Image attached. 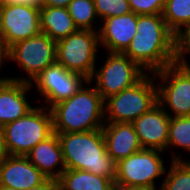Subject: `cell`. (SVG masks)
Instances as JSON below:
<instances>
[{
    "mask_svg": "<svg viewBox=\"0 0 190 190\" xmlns=\"http://www.w3.org/2000/svg\"><path fill=\"white\" fill-rule=\"evenodd\" d=\"M26 157L47 179L58 180L66 170L57 133H53L46 140L39 142L27 153Z\"/></svg>",
    "mask_w": 190,
    "mask_h": 190,
    "instance_id": "obj_18",
    "label": "cell"
},
{
    "mask_svg": "<svg viewBox=\"0 0 190 190\" xmlns=\"http://www.w3.org/2000/svg\"><path fill=\"white\" fill-rule=\"evenodd\" d=\"M131 11L137 15L162 14L165 0H128Z\"/></svg>",
    "mask_w": 190,
    "mask_h": 190,
    "instance_id": "obj_26",
    "label": "cell"
},
{
    "mask_svg": "<svg viewBox=\"0 0 190 190\" xmlns=\"http://www.w3.org/2000/svg\"><path fill=\"white\" fill-rule=\"evenodd\" d=\"M162 16L168 28L178 37L190 27V0H165Z\"/></svg>",
    "mask_w": 190,
    "mask_h": 190,
    "instance_id": "obj_21",
    "label": "cell"
},
{
    "mask_svg": "<svg viewBox=\"0 0 190 190\" xmlns=\"http://www.w3.org/2000/svg\"><path fill=\"white\" fill-rule=\"evenodd\" d=\"M10 3H22L33 6H41L42 0H3V4H10Z\"/></svg>",
    "mask_w": 190,
    "mask_h": 190,
    "instance_id": "obj_31",
    "label": "cell"
},
{
    "mask_svg": "<svg viewBox=\"0 0 190 190\" xmlns=\"http://www.w3.org/2000/svg\"><path fill=\"white\" fill-rule=\"evenodd\" d=\"M123 54L153 74L176 62L177 36L162 14L137 15V34Z\"/></svg>",
    "mask_w": 190,
    "mask_h": 190,
    "instance_id": "obj_1",
    "label": "cell"
},
{
    "mask_svg": "<svg viewBox=\"0 0 190 190\" xmlns=\"http://www.w3.org/2000/svg\"><path fill=\"white\" fill-rule=\"evenodd\" d=\"M34 84V85H33ZM84 84L91 86V83L83 75L71 72L58 63H54L45 68L32 82L45 100L46 108L70 98Z\"/></svg>",
    "mask_w": 190,
    "mask_h": 190,
    "instance_id": "obj_12",
    "label": "cell"
},
{
    "mask_svg": "<svg viewBox=\"0 0 190 190\" xmlns=\"http://www.w3.org/2000/svg\"><path fill=\"white\" fill-rule=\"evenodd\" d=\"M188 54L190 55V27L185 29L177 37V60H176V62H187Z\"/></svg>",
    "mask_w": 190,
    "mask_h": 190,
    "instance_id": "obj_27",
    "label": "cell"
},
{
    "mask_svg": "<svg viewBox=\"0 0 190 190\" xmlns=\"http://www.w3.org/2000/svg\"><path fill=\"white\" fill-rule=\"evenodd\" d=\"M57 135L66 169L88 171L115 181L117 162L106 151L102 129Z\"/></svg>",
    "mask_w": 190,
    "mask_h": 190,
    "instance_id": "obj_2",
    "label": "cell"
},
{
    "mask_svg": "<svg viewBox=\"0 0 190 190\" xmlns=\"http://www.w3.org/2000/svg\"><path fill=\"white\" fill-rule=\"evenodd\" d=\"M34 87L31 84L9 80L0 85V126L24 117L34 106L28 102L27 92Z\"/></svg>",
    "mask_w": 190,
    "mask_h": 190,
    "instance_id": "obj_16",
    "label": "cell"
},
{
    "mask_svg": "<svg viewBox=\"0 0 190 190\" xmlns=\"http://www.w3.org/2000/svg\"><path fill=\"white\" fill-rule=\"evenodd\" d=\"M9 61L17 63L26 77H11V80L31 82L48 66L56 63V41L40 32L29 39L17 42L8 49Z\"/></svg>",
    "mask_w": 190,
    "mask_h": 190,
    "instance_id": "obj_7",
    "label": "cell"
},
{
    "mask_svg": "<svg viewBox=\"0 0 190 190\" xmlns=\"http://www.w3.org/2000/svg\"><path fill=\"white\" fill-rule=\"evenodd\" d=\"M84 84L70 98L49 109L54 133H75L102 129L105 123L104 99L95 87Z\"/></svg>",
    "mask_w": 190,
    "mask_h": 190,
    "instance_id": "obj_3",
    "label": "cell"
},
{
    "mask_svg": "<svg viewBox=\"0 0 190 190\" xmlns=\"http://www.w3.org/2000/svg\"><path fill=\"white\" fill-rule=\"evenodd\" d=\"M170 116L157 103L132 124L143 149L167 151Z\"/></svg>",
    "mask_w": 190,
    "mask_h": 190,
    "instance_id": "obj_13",
    "label": "cell"
},
{
    "mask_svg": "<svg viewBox=\"0 0 190 190\" xmlns=\"http://www.w3.org/2000/svg\"><path fill=\"white\" fill-rule=\"evenodd\" d=\"M59 190H112L111 178L88 171L66 169L58 179Z\"/></svg>",
    "mask_w": 190,
    "mask_h": 190,
    "instance_id": "obj_20",
    "label": "cell"
},
{
    "mask_svg": "<svg viewBox=\"0 0 190 190\" xmlns=\"http://www.w3.org/2000/svg\"><path fill=\"white\" fill-rule=\"evenodd\" d=\"M162 153L156 149H142L119 160L114 184L157 189L155 179L165 176L167 168Z\"/></svg>",
    "mask_w": 190,
    "mask_h": 190,
    "instance_id": "obj_8",
    "label": "cell"
},
{
    "mask_svg": "<svg viewBox=\"0 0 190 190\" xmlns=\"http://www.w3.org/2000/svg\"><path fill=\"white\" fill-rule=\"evenodd\" d=\"M181 148L190 153V116L170 117L167 149Z\"/></svg>",
    "mask_w": 190,
    "mask_h": 190,
    "instance_id": "obj_24",
    "label": "cell"
},
{
    "mask_svg": "<svg viewBox=\"0 0 190 190\" xmlns=\"http://www.w3.org/2000/svg\"><path fill=\"white\" fill-rule=\"evenodd\" d=\"M98 18L103 21L109 17L122 16L130 13L128 0H93Z\"/></svg>",
    "mask_w": 190,
    "mask_h": 190,
    "instance_id": "obj_25",
    "label": "cell"
},
{
    "mask_svg": "<svg viewBox=\"0 0 190 190\" xmlns=\"http://www.w3.org/2000/svg\"><path fill=\"white\" fill-rule=\"evenodd\" d=\"M169 170L159 190H190V160L182 159L174 152ZM168 171V172H167Z\"/></svg>",
    "mask_w": 190,
    "mask_h": 190,
    "instance_id": "obj_22",
    "label": "cell"
},
{
    "mask_svg": "<svg viewBox=\"0 0 190 190\" xmlns=\"http://www.w3.org/2000/svg\"><path fill=\"white\" fill-rule=\"evenodd\" d=\"M40 32V6L10 3L0 7V41L8 49Z\"/></svg>",
    "mask_w": 190,
    "mask_h": 190,
    "instance_id": "obj_11",
    "label": "cell"
},
{
    "mask_svg": "<svg viewBox=\"0 0 190 190\" xmlns=\"http://www.w3.org/2000/svg\"><path fill=\"white\" fill-rule=\"evenodd\" d=\"M72 0H42L41 6H48V7H68V4Z\"/></svg>",
    "mask_w": 190,
    "mask_h": 190,
    "instance_id": "obj_30",
    "label": "cell"
},
{
    "mask_svg": "<svg viewBox=\"0 0 190 190\" xmlns=\"http://www.w3.org/2000/svg\"><path fill=\"white\" fill-rule=\"evenodd\" d=\"M99 45L109 53H123L137 34V14L109 17L100 23Z\"/></svg>",
    "mask_w": 190,
    "mask_h": 190,
    "instance_id": "obj_15",
    "label": "cell"
},
{
    "mask_svg": "<svg viewBox=\"0 0 190 190\" xmlns=\"http://www.w3.org/2000/svg\"><path fill=\"white\" fill-rule=\"evenodd\" d=\"M153 76V77H151ZM154 74L146 73L135 85L104 100L105 122L132 123L158 103Z\"/></svg>",
    "mask_w": 190,
    "mask_h": 190,
    "instance_id": "obj_5",
    "label": "cell"
},
{
    "mask_svg": "<svg viewBox=\"0 0 190 190\" xmlns=\"http://www.w3.org/2000/svg\"><path fill=\"white\" fill-rule=\"evenodd\" d=\"M0 190H16V189L0 186ZM28 190H59L58 180L46 178L40 185L34 186Z\"/></svg>",
    "mask_w": 190,
    "mask_h": 190,
    "instance_id": "obj_28",
    "label": "cell"
},
{
    "mask_svg": "<svg viewBox=\"0 0 190 190\" xmlns=\"http://www.w3.org/2000/svg\"><path fill=\"white\" fill-rule=\"evenodd\" d=\"M53 133L50 109L35 106L24 117L2 127L3 152L10 156H26Z\"/></svg>",
    "mask_w": 190,
    "mask_h": 190,
    "instance_id": "obj_4",
    "label": "cell"
},
{
    "mask_svg": "<svg viewBox=\"0 0 190 190\" xmlns=\"http://www.w3.org/2000/svg\"><path fill=\"white\" fill-rule=\"evenodd\" d=\"M105 57L102 67L95 68L89 79L90 83L96 81L94 87L104 100L135 85L147 73L123 53L107 52Z\"/></svg>",
    "mask_w": 190,
    "mask_h": 190,
    "instance_id": "obj_9",
    "label": "cell"
},
{
    "mask_svg": "<svg viewBox=\"0 0 190 190\" xmlns=\"http://www.w3.org/2000/svg\"><path fill=\"white\" fill-rule=\"evenodd\" d=\"M67 9L78 29L99 31L93 25L99 20L93 0H72Z\"/></svg>",
    "mask_w": 190,
    "mask_h": 190,
    "instance_id": "obj_23",
    "label": "cell"
},
{
    "mask_svg": "<svg viewBox=\"0 0 190 190\" xmlns=\"http://www.w3.org/2000/svg\"><path fill=\"white\" fill-rule=\"evenodd\" d=\"M3 5V0H0V7Z\"/></svg>",
    "mask_w": 190,
    "mask_h": 190,
    "instance_id": "obj_35",
    "label": "cell"
},
{
    "mask_svg": "<svg viewBox=\"0 0 190 190\" xmlns=\"http://www.w3.org/2000/svg\"><path fill=\"white\" fill-rule=\"evenodd\" d=\"M77 30L67 8L40 6V31L52 40L57 42Z\"/></svg>",
    "mask_w": 190,
    "mask_h": 190,
    "instance_id": "obj_19",
    "label": "cell"
},
{
    "mask_svg": "<svg viewBox=\"0 0 190 190\" xmlns=\"http://www.w3.org/2000/svg\"><path fill=\"white\" fill-rule=\"evenodd\" d=\"M106 151L116 162L142 150L132 123H107L102 127Z\"/></svg>",
    "mask_w": 190,
    "mask_h": 190,
    "instance_id": "obj_17",
    "label": "cell"
},
{
    "mask_svg": "<svg viewBox=\"0 0 190 190\" xmlns=\"http://www.w3.org/2000/svg\"><path fill=\"white\" fill-rule=\"evenodd\" d=\"M112 190H159V189L146 188V187H132V186L114 184Z\"/></svg>",
    "mask_w": 190,
    "mask_h": 190,
    "instance_id": "obj_32",
    "label": "cell"
},
{
    "mask_svg": "<svg viewBox=\"0 0 190 190\" xmlns=\"http://www.w3.org/2000/svg\"><path fill=\"white\" fill-rule=\"evenodd\" d=\"M153 74L160 80L157 100L165 112L170 117L190 116V73L175 62Z\"/></svg>",
    "mask_w": 190,
    "mask_h": 190,
    "instance_id": "obj_10",
    "label": "cell"
},
{
    "mask_svg": "<svg viewBox=\"0 0 190 190\" xmlns=\"http://www.w3.org/2000/svg\"><path fill=\"white\" fill-rule=\"evenodd\" d=\"M4 154L3 152V136H2V127L0 126V157Z\"/></svg>",
    "mask_w": 190,
    "mask_h": 190,
    "instance_id": "obj_33",
    "label": "cell"
},
{
    "mask_svg": "<svg viewBox=\"0 0 190 190\" xmlns=\"http://www.w3.org/2000/svg\"><path fill=\"white\" fill-rule=\"evenodd\" d=\"M46 177L26 156L0 157V186L28 190L40 185Z\"/></svg>",
    "mask_w": 190,
    "mask_h": 190,
    "instance_id": "obj_14",
    "label": "cell"
},
{
    "mask_svg": "<svg viewBox=\"0 0 190 190\" xmlns=\"http://www.w3.org/2000/svg\"><path fill=\"white\" fill-rule=\"evenodd\" d=\"M177 63L182 65L190 73V64H189V62H177Z\"/></svg>",
    "mask_w": 190,
    "mask_h": 190,
    "instance_id": "obj_34",
    "label": "cell"
},
{
    "mask_svg": "<svg viewBox=\"0 0 190 190\" xmlns=\"http://www.w3.org/2000/svg\"><path fill=\"white\" fill-rule=\"evenodd\" d=\"M6 59V60H5ZM9 57H8V48L0 41V71H1V68H2V64L6 63L9 61L8 60ZM9 80H11V77H0V85L8 82Z\"/></svg>",
    "mask_w": 190,
    "mask_h": 190,
    "instance_id": "obj_29",
    "label": "cell"
},
{
    "mask_svg": "<svg viewBox=\"0 0 190 190\" xmlns=\"http://www.w3.org/2000/svg\"><path fill=\"white\" fill-rule=\"evenodd\" d=\"M99 31L81 30L56 42V63L90 79L97 66Z\"/></svg>",
    "mask_w": 190,
    "mask_h": 190,
    "instance_id": "obj_6",
    "label": "cell"
}]
</instances>
